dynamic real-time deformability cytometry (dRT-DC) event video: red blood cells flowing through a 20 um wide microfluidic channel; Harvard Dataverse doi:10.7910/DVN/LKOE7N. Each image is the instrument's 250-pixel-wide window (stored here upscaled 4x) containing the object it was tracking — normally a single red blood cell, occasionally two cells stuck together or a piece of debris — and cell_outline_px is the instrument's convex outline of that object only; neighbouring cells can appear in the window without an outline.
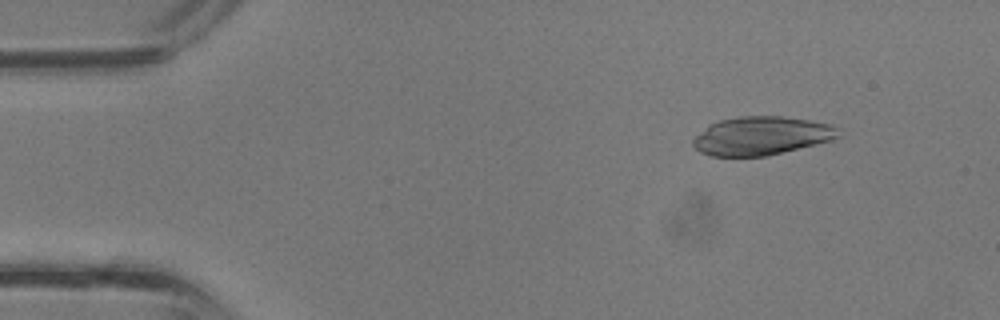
{"species": "common noctule bat (a hibernating species)", "species_latin": "Nyctalus noctula", "temperature_condition": "room temperature", "stored_images_in_passage": 13, "camera_frame_rate_fps": 3000, "um_per_image_px": 0.085, "animal": {"sex": "male", "body_mass_g": 13.3}, "frame": {"image": 1, "passage_image": 4, "time_ms": 1.0, "image_size_px": [1000, 320], "cell_outline_px": [[840, 136], [832, 140], [768, 156], [712, 156], [700, 152], [692, 144], [692, 140], [708, 124], [720, 120], [736, 116], [780, 116], [808, 120], [832, 124], [836, 128]], "centroid_in_image_um": [64.7, 11.54], "position_along_channel_um": 20.3, "area_um2": 32.6}}
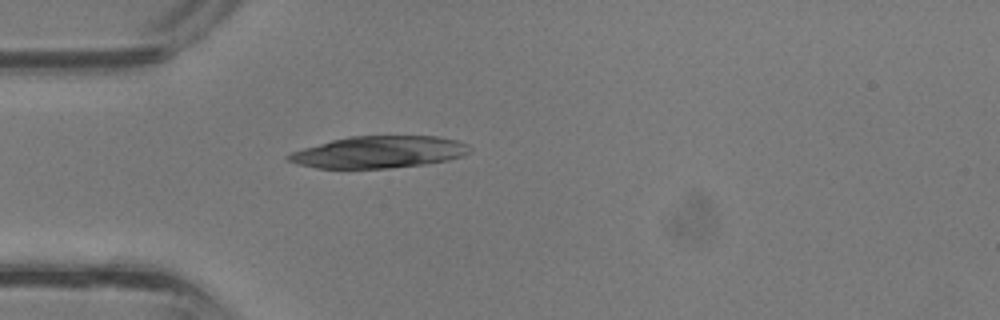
{"frame": {"image": 2, "passage_image": 10, "time_ms": 3.0, "image_size_px": [1000, 320], "cell_outline_px": [[472, 152], [464, 156], [448, 160], [424, 164], [388, 168], [316, 168], [300, 164], [288, 160], [284, 156], [292, 152], [304, 148], [332, 140], [348, 136], [440, 136], [460, 140], [468, 144], [472, 148]], "centroid_in_image_um": [32.3, 12.92], "position_along_channel_um": 52.7, "area_um2": 33.87}}